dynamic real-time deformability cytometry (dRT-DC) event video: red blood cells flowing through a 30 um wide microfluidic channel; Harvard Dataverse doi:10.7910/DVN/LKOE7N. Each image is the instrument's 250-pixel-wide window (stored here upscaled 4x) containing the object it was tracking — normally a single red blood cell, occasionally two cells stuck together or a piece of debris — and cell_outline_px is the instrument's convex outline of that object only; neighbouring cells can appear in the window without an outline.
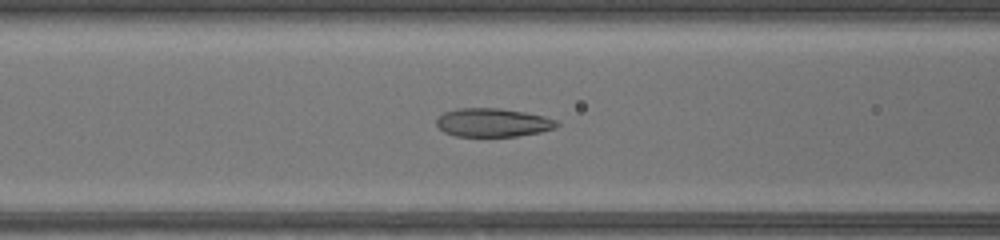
{"species": "common noctule bat (a hibernating species)", "species_latin": "Nyctalus noctula", "temperature_condition": "warm", "stored_images_in_passage": 47, "camera_frame_rate_fps": 3000, "um_per_image_px": 0.085, "animal": {"sex": "female", "body_mass_g": 17.0, "forearm_length_mm": 48.0}, "frame": {"image": 1, "passage_image": 20, "time_ms": 6.333, "image_size_px": [1000, 240], "cell_outline_px": [[560, 124], [556, 128], [540, 132], [516, 136], [456, 136], [444, 132], [436, 124], [436, 120], [444, 112], [460, 108], [496, 108], [524, 112], [544, 116], [556, 120]], "centroid_in_image_um": [41.91, 10.42], "position_along_channel_um": 124.7, "area_um2": 19.88}}
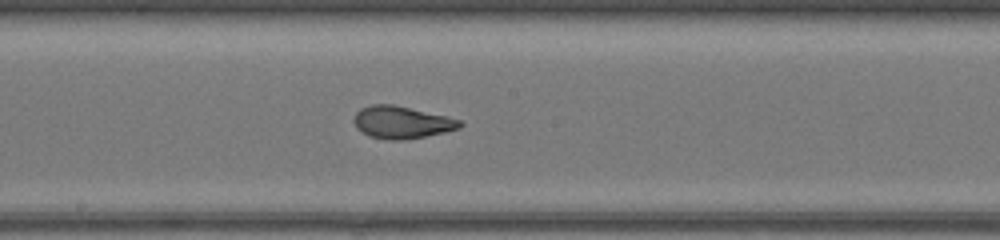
{"frame": {"image": 2, "passage_image": 26, "time_ms": 8.333, "image_size_px": [1000, 240], "cell_outline_px": [[464, 124], [460, 128], [444, 132], [404, 140], [388, 140], [368, 136], [360, 132], [356, 128], [352, 120], [356, 112], [360, 108], [372, 104], [392, 104], [448, 116], [460, 120]], "centroid_in_image_um": [34.11, 10.4], "position_along_channel_um": 214.1, "area_um2": 20.17}}
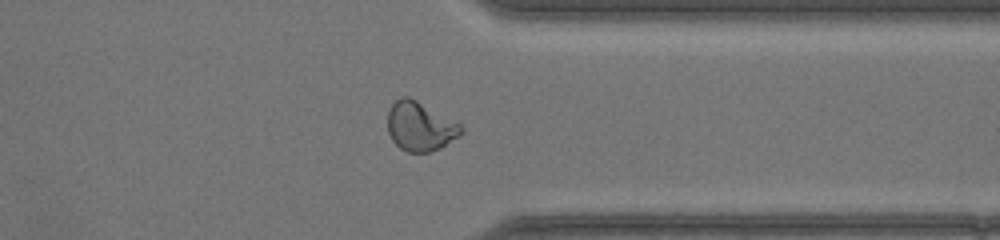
{"frame": {"image": 3, "passage_image": 37, "time_ms": 12.0, "image_size_px": [1000, 240], "cell_outline_px": [[464, 132], [440, 148], [428, 152], [408, 152], [400, 148], [392, 140], [388, 132], [388, 112], [392, 104], [396, 100], [404, 96], [408, 96], [416, 100], [460, 124], [464, 128]], "centroid_in_image_um": [35.7, 10.75], "position_along_channel_um": 375.7, "area_um2": 20.75}}